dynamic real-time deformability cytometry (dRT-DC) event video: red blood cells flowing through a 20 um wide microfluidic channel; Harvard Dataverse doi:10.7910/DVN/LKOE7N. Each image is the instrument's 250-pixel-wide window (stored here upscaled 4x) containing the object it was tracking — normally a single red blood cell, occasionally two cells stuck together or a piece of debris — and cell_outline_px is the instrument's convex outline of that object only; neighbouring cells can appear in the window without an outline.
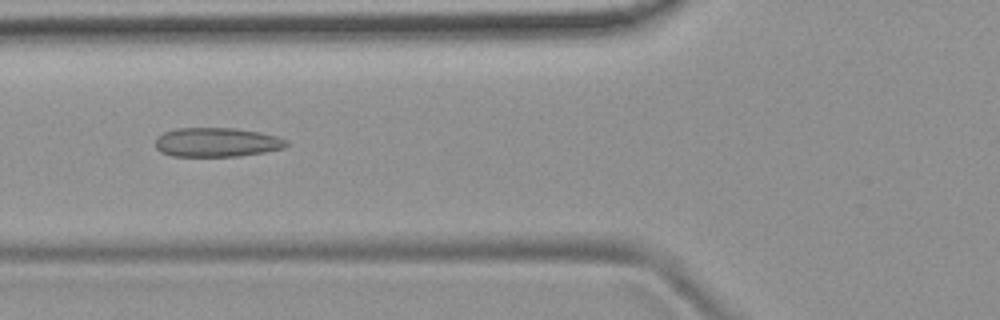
{"species": "common noctule bat (a hibernating species)", "species_latin": "Nyctalus noctula", "temperature_condition": "room temperature", "stored_images_in_passage": 7, "camera_frame_rate_fps": 3000, "um_per_image_px": 0.085, "animal": {"sex": "female", "body_mass_g": 19.9}, "frame": {"image": 1, "passage_image": 6, "time_ms": 1.667, "image_size_px": [1000, 320], "cell_outline_px": [[288, 144], [284, 148], [264, 152], [240, 156], [172, 156], [160, 152], [156, 148], [156, 136], [164, 132], [176, 128], [236, 128], [260, 132], [276, 136], [288, 140]], "centroid_in_image_um": [18.42, 12.09], "position_along_channel_um": 107.4, "area_um2": 22.43}}
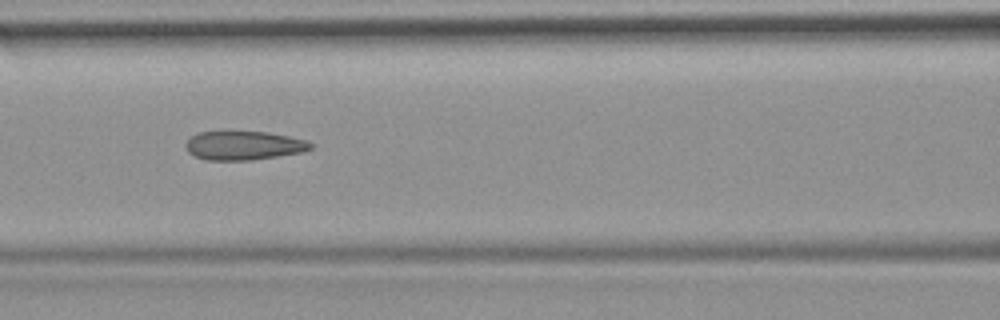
{"frame": {"image": 2, "passage_image": 7, "time_ms": 2.0, "image_size_px": [1000, 320], "cell_outline_px": [[312, 148], [304, 152], [252, 160], [204, 160], [188, 152], [184, 144], [196, 132], [264, 132], [288, 136], [308, 140], [312, 144]], "centroid_in_image_um": [20.72, 12.38], "position_along_channel_um": 145.9, "area_um2": 20.98}}